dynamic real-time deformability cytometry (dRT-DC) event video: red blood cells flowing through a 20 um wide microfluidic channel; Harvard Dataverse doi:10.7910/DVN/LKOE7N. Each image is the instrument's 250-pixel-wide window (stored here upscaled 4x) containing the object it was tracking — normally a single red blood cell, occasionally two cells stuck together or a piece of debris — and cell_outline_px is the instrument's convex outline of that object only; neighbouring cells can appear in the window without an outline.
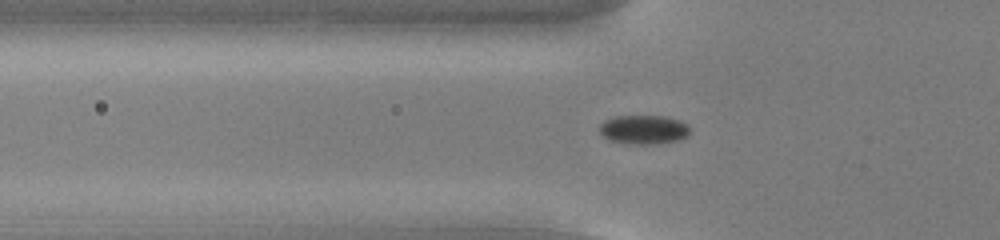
{"species": "common noctule bat (a hibernating species)", "species_latin": "Nyctalus noctula", "temperature_condition": "cold", "stored_images_in_passage": 39, "camera_frame_rate_fps": 3000, "um_per_image_px": 0.085, "animal": {"sex": "male", "body_mass_g": 13.0, "forearm_length_mm": 53.1}, "frame": {"image": 1, "passage_image": 9, "time_ms": 2.667, "image_size_px": [1000, 240], "cell_outline_px": [[688, 136], [676, 140], [656, 144], [628, 144], [608, 140], [600, 132], [600, 124], [604, 120], [616, 116], [664, 116], [680, 120], [688, 124]], "centroid_in_image_um": [54.7, 11.01], "position_along_channel_um": 71.1, "area_um2": 15.32}}
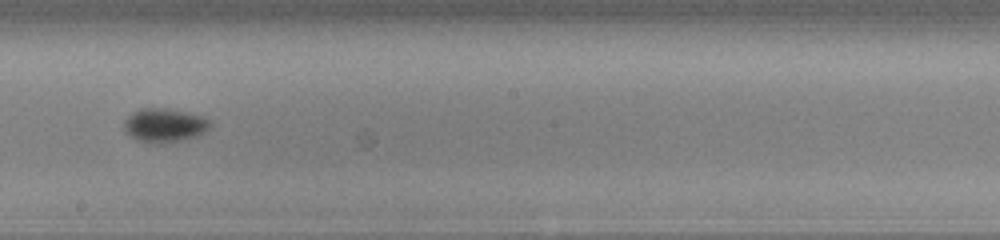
{"frame": {"image": 2, "passage_image": 22, "time_ms": 7.0, "image_size_px": [1000, 240], "cell_outline_px": [[212, 124], [204, 132], [196, 136], [156, 144], [152, 144], [136, 140], [124, 132], [124, 120], [132, 112], [140, 108], [164, 108], [204, 116]], "centroid_in_image_um": [13.92, 10.64], "position_along_channel_um": 234.3, "area_um2": 16.88}}
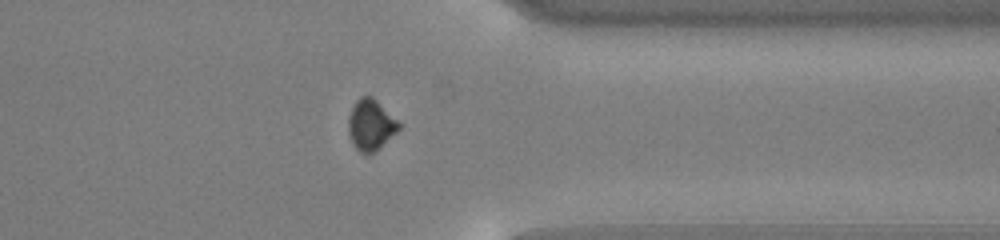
{"frame": {"image": 3, "passage_image": 34, "time_ms": 11.0, "image_size_px": [1000, 240], "cell_outline_px": [[400, 128], [396, 132], [372, 152], [364, 156], [352, 144], [348, 132], [348, 116], [356, 100], [360, 96], [372, 96], [400, 124]], "centroid_in_image_um": [31.46, 10.61], "position_along_channel_um": 379.9, "area_um2": 14.62}}